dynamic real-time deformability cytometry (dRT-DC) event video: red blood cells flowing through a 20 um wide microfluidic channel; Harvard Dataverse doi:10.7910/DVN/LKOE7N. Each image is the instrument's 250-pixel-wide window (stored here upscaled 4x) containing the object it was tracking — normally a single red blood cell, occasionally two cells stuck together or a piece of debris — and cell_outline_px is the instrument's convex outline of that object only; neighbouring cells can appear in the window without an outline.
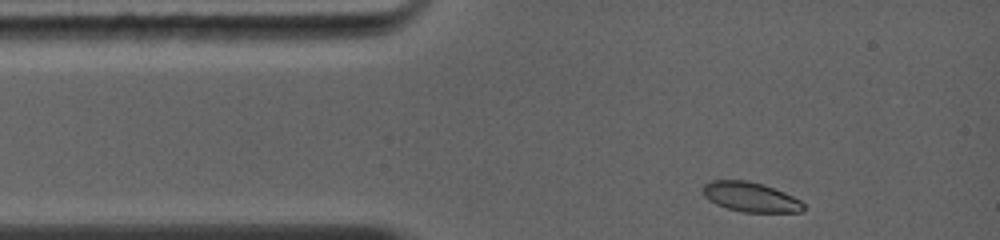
{"species": "common noctule bat (a hibernating species)", "species_latin": "Nyctalus noctula", "temperature_condition": "warm", "stored_images_in_passage": 2, "camera_frame_rate_fps": 5000, "um_per_image_px": 0.085, "animal": {"sex": "female", "body_mass_g": 19.0, "forearm_length_mm": 56.7}, "frame": {"image": 1, "passage_image": 1, "time_ms": 0.0, "image_size_px": [1000, 240], "cell_outline_px": [[804, 208], [800, 212], [744, 212], [728, 208], [716, 204], [708, 200], [704, 196], [704, 184], [712, 180], [744, 180], [764, 184], [784, 192], [800, 200], [804, 204]], "centroid_in_image_um": [63.8, 16.74], "position_along_channel_um": 21.2, "area_um2": 17.28}}